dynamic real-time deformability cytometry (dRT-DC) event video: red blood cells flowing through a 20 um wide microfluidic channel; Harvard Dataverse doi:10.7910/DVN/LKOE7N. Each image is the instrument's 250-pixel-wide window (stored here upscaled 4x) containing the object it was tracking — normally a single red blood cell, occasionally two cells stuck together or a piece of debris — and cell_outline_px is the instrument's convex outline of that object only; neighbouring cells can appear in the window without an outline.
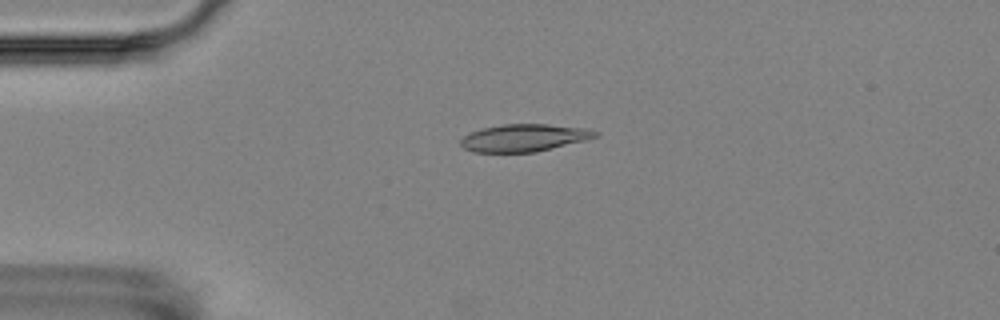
{"species": "Egyptian fruit bat (a non-hibernating species)", "species_latin": "Rousettus aegyptiacus", "temperature_condition": "room temperature", "stored_images_in_passage": 3, "camera_frame_rate_fps": 3000, "um_per_image_px": 0.085, "animal": {"sex": "female"}, "frame": {"image": 1, "passage_image": 2, "time_ms": 1.333, "image_size_px": [1000, 320], "cell_outline_px": [[600, 132], [596, 136], [588, 140], [536, 152], [472, 152], [464, 148], [460, 144], [460, 140], [464, 136], [472, 132], [484, 128], [504, 124], [548, 124], [584, 128]], "centroid_in_image_um": [44.57, 11.72], "position_along_channel_um": 40.4, "area_um2": 21.44}}